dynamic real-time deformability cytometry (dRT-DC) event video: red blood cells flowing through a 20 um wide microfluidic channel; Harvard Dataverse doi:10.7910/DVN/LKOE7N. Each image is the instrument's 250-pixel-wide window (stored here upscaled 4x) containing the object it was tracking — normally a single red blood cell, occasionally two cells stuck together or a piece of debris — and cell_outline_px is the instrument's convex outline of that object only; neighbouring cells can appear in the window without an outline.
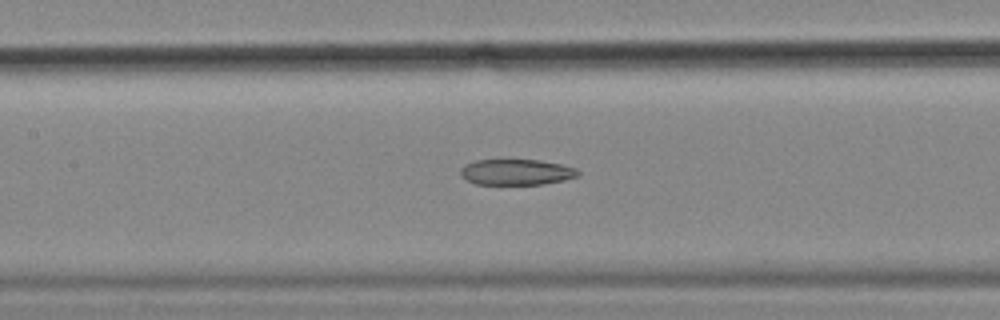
{"species": "common noctule bat (a hibernating species)", "species_latin": "Nyctalus noctula", "temperature_condition": "cold", "stored_images_in_passage": 36, "camera_frame_rate_fps": 3000, "um_per_image_px": 0.085, "animal": {"sex": "female", "body_mass_g": 18.4}, "frame": {"image": 1, "passage_image": 16, "time_ms": 5.0, "image_size_px": [1000, 320], "cell_outline_px": [[580, 176], [564, 180], [544, 184], [476, 184], [460, 176], [460, 168], [464, 164], [476, 160], [500, 156], [540, 160], [560, 164], [576, 168], [580, 172]], "centroid_in_image_um": [43.85, 14.57], "position_along_channel_um": 163.6, "area_um2": 18.67}}
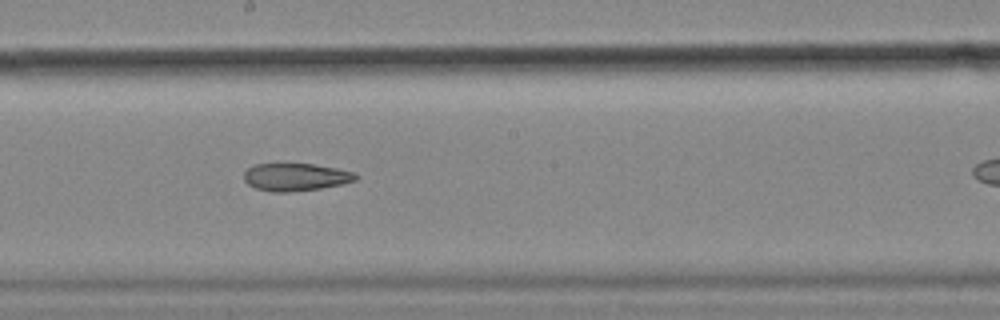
{"frame": {"image": 2, "passage_image": 21, "time_ms": 6.667, "image_size_px": [1000, 320], "cell_outline_px": [[360, 176], [356, 180], [344, 184], [320, 188], [288, 192], [272, 192], [256, 188], [248, 184], [244, 180], [244, 172], [248, 168], [256, 164], [312, 164], [336, 168], [356, 172]], "centroid_in_image_um": [25.17, 15.05], "position_along_channel_um": 223.0, "area_um2": 18.03}}